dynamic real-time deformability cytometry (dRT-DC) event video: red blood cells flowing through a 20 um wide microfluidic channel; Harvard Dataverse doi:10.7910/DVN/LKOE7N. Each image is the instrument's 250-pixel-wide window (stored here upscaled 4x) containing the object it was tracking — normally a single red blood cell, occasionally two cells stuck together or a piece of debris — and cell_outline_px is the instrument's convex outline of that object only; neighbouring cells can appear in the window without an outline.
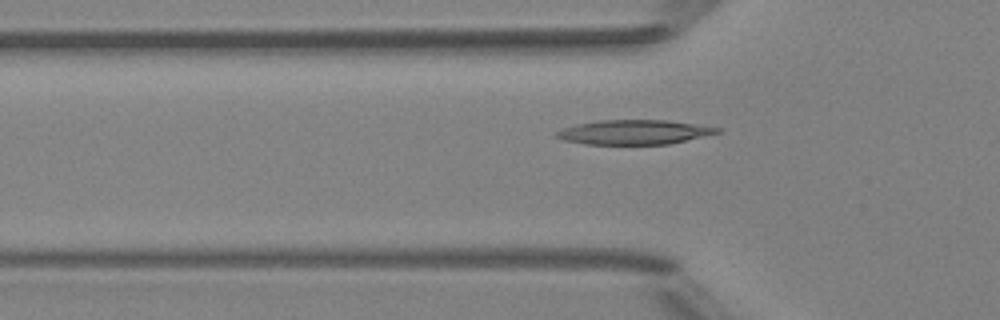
{"species": "Egyptian fruit bat (a non-hibernating species)", "species_latin": "Rousettus aegyptiacus", "temperature_condition": "room temperature", "stored_images_in_passage": 3, "camera_frame_rate_fps": 3000, "um_per_image_px": 0.085, "animal": {"sex": "female"}, "frame": {"image": 1, "passage_image": 3, "time_ms": 3.333, "image_size_px": [1000, 320], "cell_outline_px": [[724, 128], [720, 132], [668, 144], [584, 144], [564, 140], [556, 136], [556, 132], [564, 128], [580, 124], [600, 120], [668, 120]], "centroid_in_image_um": [53.94, 11.23], "position_along_channel_um": 71.9, "area_um2": 22.66}}